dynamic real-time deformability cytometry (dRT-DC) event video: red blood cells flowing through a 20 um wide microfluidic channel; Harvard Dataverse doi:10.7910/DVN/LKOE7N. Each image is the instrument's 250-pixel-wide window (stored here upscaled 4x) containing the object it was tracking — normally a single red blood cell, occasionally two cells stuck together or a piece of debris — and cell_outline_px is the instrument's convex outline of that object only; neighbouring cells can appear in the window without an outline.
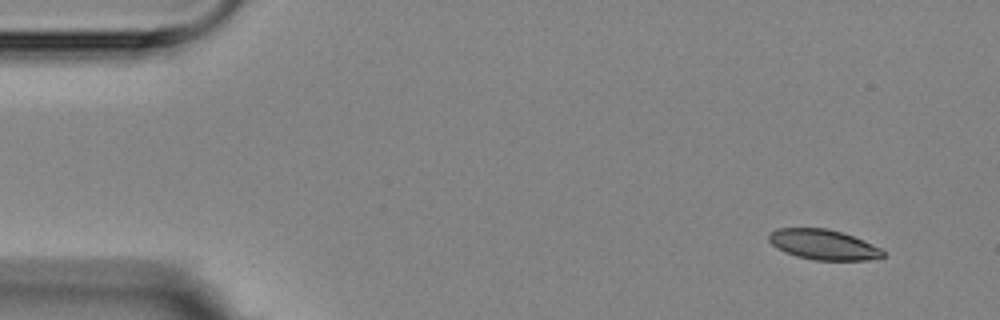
{"species": "Egyptian fruit bat (a non-hibernating species)", "species_latin": "Rousettus aegyptiacus", "temperature_condition": "room temperature", "stored_images_in_passage": 3, "camera_frame_rate_fps": 3000, "um_per_image_px": 0.085, "animal": {"sex": "female"}, "frame": {"image": 1, "passage_image": 1, "time_ms": 0.0, "image_size_px": [1000, 320], "cell_outline_px": [[884, 256], [868, 260], [816, 260], [796, 256], [784, 252], [776, 248], [768, 240], [768, 236], [776, 228], [828, 228], [864, 240], [880, 248], [884, 252]], "centroid_in_image_um": [69.96, 20.79], "position_along_channel_um": 15.0, "area_um2": 20.0}}